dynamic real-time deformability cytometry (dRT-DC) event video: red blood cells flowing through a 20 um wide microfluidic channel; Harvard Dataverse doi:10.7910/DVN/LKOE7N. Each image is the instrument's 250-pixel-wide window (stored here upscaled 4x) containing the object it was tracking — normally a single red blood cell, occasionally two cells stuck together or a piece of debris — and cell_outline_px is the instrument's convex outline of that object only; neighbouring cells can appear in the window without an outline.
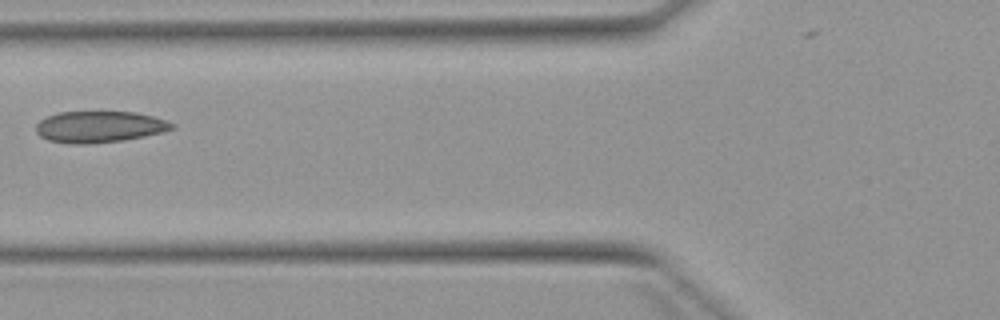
{"species": "Egyptian fruit bat (a non-hibernating species)", "species_latin": "Rousettus aegyptiacus", "temperature_condition": "warm", "stored_images_in_passage": 4, "camera_frame_rate_fps": 3000, "um_per_image_px": 0.085, "animal": {"sex": "female"}, "frame": {"image": 1, "passage_image": 4, "time_ms": 3.667, "image_size_px": [1000, 320], "cell_outline_px": [[176, 128], [164, 132], [124, 140], [84, 144], [72, 144], [48, 140], [40, 136], [36, 132], [36, 124], [40, 120], [48, 116], [60, 112], [136, 112], [152, 116], [176, 124]], "centroid_in_image_um": [8.46, 10.78], "position_along_channel_um": 117.3, "area_um2": 24.85}}